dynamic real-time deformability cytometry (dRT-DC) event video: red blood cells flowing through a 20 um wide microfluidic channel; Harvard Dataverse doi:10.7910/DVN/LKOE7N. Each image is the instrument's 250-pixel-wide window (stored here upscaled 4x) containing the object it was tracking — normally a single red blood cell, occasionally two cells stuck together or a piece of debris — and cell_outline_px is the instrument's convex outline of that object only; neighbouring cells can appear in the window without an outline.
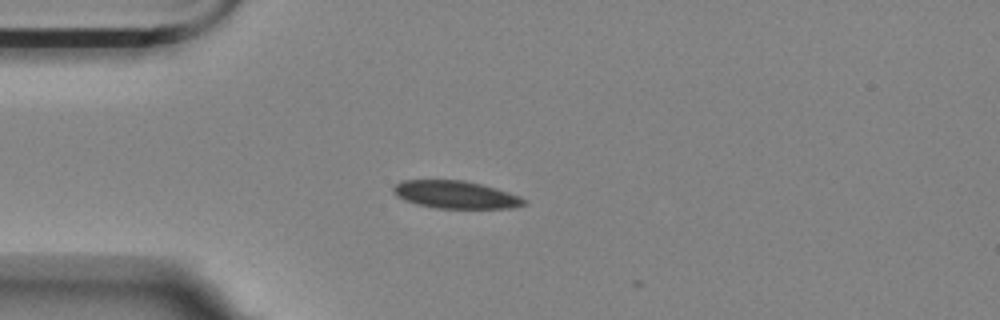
{"species": "Egyptian fruit bat (a non-hibernating species)", "species_latin": "Rousettus aegyptiacus", "temperature_condition": "room temperature", "stored_images_in_passage": 3, "camera_frame_rate_fps": 3000, "um_per_image_px": 0.085, "animal": {"sex": "female"}, "frame": {"image": 1, "passage_image": 2, "time_ms": 0.333, "image_size_px": [1000, 320], "cell_outline_px": [[528, 204], [512, 208], [436, 208], [416, 204], [404, 200], [396, 196], [392, 192], [392, 188], [396, 184], [404, 180], [464, 180], [480, 184], [520, 196]], "centroid_in_image_um": [38.69, 16.55], "position_along_channel_um": 46.3, "area_um2": 20.92}}